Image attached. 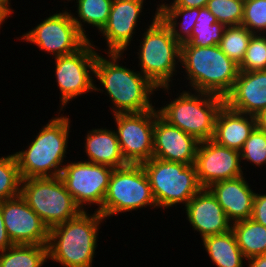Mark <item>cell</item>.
Segmentation results:
<instances>
[{
  "instance_id": "cell-31",
  "label": "cell",
  "mask_w": 266,
  "mask_h": 267,
  "mask_svg": "<svg viewBox=\"0 0 266 267\" xmlns=\"http://www.w3.org/2000/svg\"><path fill=\"white\" fill-rule=\"evenodd\" d=\"M206 7L225 26L242 23L244 0H208Z\"/></svg>"
},
{
  "instance_id": "cell-5",
  "label": "cell",
  "mask_w": 266,
  "mask_h": 267,
  "mask_svg": "<svg viewBox=\"0 0 266 267\" xmlns=\"http://www.w3.org/2000/svg\"><path fill=\"white\" fill-rule=\"evenodd\" d=\"M180 65L189 81L190 90L224 97L232 90L239 65L219 47L181 46Z\"/></svg>"
},
{
  "instance_id": "cell-28",
  "label": "cell",
  "mask_w": 266,
  "mask_h": 267,
  "mask_svg": "<svg viewBox=\"0 0 266 267\" xmlns=\"http://www.w3.org/2000/svg\"><path fill=\"white\" fill-rule=\"evenodd\" d=\"M226 26L217 21L207 7L199 8V15L191 32V38L181 46L209 47L219 45Z\"/></svg>"
},
{
  "instance_id": "cell-39",
  "label": "cell",
  "mask_w": 266,
  "mask_h": 267,
  "mask_svg": "<svg viewBox=\"0 0 266 267\" xmlns=\"http://www.w3.org/2000/svg\"><path fill=\"white\" fill-rule=\"evenodd\" d=\"M256 126L259 130L266 132V108L256 116Z\"/></svg>"
},
{
  "instance_id": "cell-1",
  "label": "cell",
  "mask_w": 266,
  "mask_h": 267,
  "mask_svg": "<svg viewBox=\"0 0 266 267\" xmlns=\"http://www.w3.org/2000/svg\"><path fill=\"white\" fill-rule=\"evenodd\" d=\"M105 54L107 57H103L100 53L97 55L94 79L100 81L102 89L95 84L94 92H105L109 97V102L112 104V107L109 106L111 114L142 113L154 109L155 103L153 105L150 99L155 91H159L158 88L140 70L134 71L119 64L121 59H124L123 53Z\"/></svg>"
},
{
  "instance_id": "cell-42",
  "label": "cell",
  "mask_w": 266,
  "mask_h": 267,
  "mask_svg": "<svg viewBox=\"0 0 266 267\" xmlns=\"http://www.w3.org/2000/svg\"><path fill=\"white\" fill-rule=\"evenodd\" d=\"M61 1H62V0H61ZM66 1H68V2L71 1V2H72L73 0H66ZM74 1H75V0H74ZM76 1H78V0H76ZM64 3H66L65 0H64Z\"/></svg>"
},
{
  "instance_id": "cell-24",
  "label": "cell",
  "mask_w": 266,
  "mask_h": 267,
  "mask_svg": "<svg viewBox=\"0 0 266 267\" xmlns=\"http://www.w3.org/2000/svg\"><path fill=\"white\" fill-rule=\"evenodd\" d=\"M75 3H77L75 13L78 15L75 16L71 10L68 11L79 31L90 40L89 34L85 30L86 25L97 28L99 33L108 22L113 0H78Z\"/></svg>"
},
{
  "instance_id": "cell-22",
  "label": "cell",
  "mask_w": 266,
  "mask_h": 267,
  "mask_svg": "<svg viewBox=\"0 0 266 267\" xmlns=\"http://www.w3.org/2000/svg\"><path fill=\"white\" fill-rule=\"evenodd\" d=\"M85 141L84 152L88 157L85 161L114 169L128 165L122 156L115 130L104 127L92 128L87 132Z\"/></svg>"
},
{
  "instance_id": "cell-23",
  "label": "cell",
  "mask_w": 266,
  "mask_h": 267,
  "mask_svg": "<svg viewBox=\"0 0 266 267\" xmlns=\"http://www.w3.org/2000/svg\"><path fill=\"white\" fill-rule=\"evenodd\" d=\"M201 242L210 260L217 267L245 266L243 262L246 258L239 248L232 230L219 235L206 236Z\"/></svg>"
},
{
  "instance_id": "cell-34",
  "label": "cell",
  "mask_w": 266,
  "mask_h": 267,
  "mask_svg": "<svg viewBox=\"0 0 266 267\" xmlns=\"http://www.w3.org/2000/svg\"><path fill=\"white\" fill-rule=\"evenodd\" d=\"M241 25L253 34H266V0H244Z\"/></svg>"
},
{
  "instance_id": "cell-15",
  "label": "cell",
  "mask_w": 266,
  "mask_h": 267,
  "mask_svg": "<svg viewBox=\"0 0 266 267\" xmlns=\"http://www.w3.org/2000/svg\"><path fill=\"white\" fill-rule=\"evenodd\" d=\"M0 207L13 244H48L49 228L21 195L0 202Z\"/></svg>"
},
{
  "instance_id": "cell-4",
  "label": "cell",
  "mask_w": 266,
  "mask_h": 267,
  "mask_svg": "<svg viewBox=\"0 0 266 267\" xmlns=\"http://www.w3.org/2000/svg\"><path fill=\"white\" fill-rule=\"evenodd\" d=\"M141 36L138 57L140 72L160 91L171 92L173 76L180 69L181 44L173 37L170 28L158 16V7ZM171 82V83H170Z\"/></svg>"
},
{
  "instance_id": "cell-6",
  "label": "cell",
  "mask_w": 266,
  "mask_h": 267,
  "mask_svg": "<svg viewBox=\"0 0 266 267\" xmlns=\"http://www.w3.org/2000/svg\"><path fill=\"white\" fill-rule=\"evenodd\" d=\"M179 94V95H178ZM176 98L158 108L159 115L169 124L195 137L199 142L211 140L215 120L224 104V97L216 94L183 90Z\"/></svg>"
},
{
  "instance_id": "cell-18",
  "label": "cell",
  "mask_w": 266,
  "mask_h": 267,
  "mask_svg": "<svg viewBox=\"0 0 266 267\" xmlns=\"http://www.w3.org/2000/svg\"><path fill=\"white\" fill-rule=\"evenodd\" d=\"M192 229L199 232L201 240L206 236L219 235L232 229V223L208 188H202L184 207Z\"/></svg>"
},
{
  "instance_id": "cell-36",
  "label": "cell",
  "mask_w": 266,
  "mask_h": 267,
  "mask_svg": "<svg viewBox=\"0 0 266 267\" xmlns=\"http://www.w3.org/2000/svg\"><path fill=\"white\" fill-rule=\"evenodd\" d=\"M208 0H172L169 4L163 2L157 4V7H186V8H202L206 7Z\"/></svg>"
},
{
  "instance_id": "cell-33",
  "label": "cell",
  "mask_w": 266,
  "mask_h": 267,
  "mask_svg": "<svg viewBox=\"0 0 266 267\" xmlns=\"http://www.w3.org/2000/svg\"><path fill=\"white\" fill-rule=\"evenodd\" d=\"M241 161L245 160L257 168L266 165V132L259 130L257 127L245 141L240 151ZM263 165V166H262Z\"/></svg>"
},
{
  "instance_id": "cell-26",
  "label": "cell",
  "mask_w": 266,
  "mask_h": 267,
  "mask_svg": "<svg viewBox=\"0 0 266 267\" xmlns=\"http://www.w3.org/2000/svg\"><path fill=\"white\" fill-rule=\"evenodd\" d=\"M47 260V245L13 244L0 251V267H43Z\"/></svg>"
},
{
  "instance_id": "cell-38",
  "label": "cell",
  "mask_w": 266,
  "mask_h": 267,
  "mask_svg": "<svg viewBox=\"0 0 266 267\" xmlns=\"http://www.w3.org/2000/svg\"><path fill=\"white\" fill-rule=\"evenodd\" d=\"M248 267H266V253L246 259Z\"/></svg>"
},
{
  "instance_id": "cell-29",
  "label": "cell",
  "mask_w": 266,
  "mask_h": 267,
  "mask_svg": "<svg viewBox=\"0 0 266 267\" xmlns=\"http://www.w3.org/2000/svg\"><path fill=\"white\" fill-rule=\"evenodd\" d=\"M252 34L242 25L226 26L219 47L231 60L240 65Z\"/></svg>"
},
{
  "instance_id": "cell-40",
  "label": "cell",
  "mask_w": 266,
  "mask_h": 267,
  "mask_svg": "<svg viewBox=\"0 0 266 267\" xmlns=\"http://www.w3.org/2000/svg\"><path fill=\"white\" fill-rule=\"evenodd\" d=\"M9 17H12V14L2 4H0V29Z\"/></svg>"
},
{
  "instance_id": "cell-32",
  "label": "cell",
  "mask_w": 266,
  "mask_h": 267,
  "mask_svg": "<svg viewBox=\"0 0 266 267\" xmlns=\"http://www.w3.org/2000/svg\"><path fill=\"white\" fill-rule=\"evenodd\" d=\"M266 70V34H252L239 71Z\"/></svg>"
},
{
  "instance_id": "cell-19",
  "label": "cell",
  "mask_w": 266,
  "mask_h": 267,
  "mask_svg": "<svg viewBox=\"0 0 266 267\" xmlns=\"http://www.w3.org/2000/svg\"><path fill=\"white\" fill-rule=\"evenodd\" d=\"M224 103L231 109L256 116L266 108V70L239 71Z\"/></svg>"
},
{
  "instance_id": "cell-27",
  "label": "cell",
  "mask_w": 266,
  "mask_h": 267,
  "mask_svg": "<svg viewBox=\"0 0 266 267\" xmlns=\"http://www.w3.org/2000/svg\"><path fill=\"white\" fill-rule=\"evenodd\" d=\"M198 15L199 8L196 7H158V16L170 28L173 37L180 44L187 43L191 38Z\"/></svg>"
},
{
  "instance_id": "cell-10",
  "label": "cell",
  "mask_w": 266,
  "mask_h": 267,
  "mask_svg": "<svg viewBox=\"0 0 266 267\" xmlns=\"http://www.w3.org/2000/svg\"><path fill=\"white\" fill-rule=\"evenodd\" d=\"M96 47L91 39L77 52L54 58L53 71L61 94L60 112L65 110L69 101L94 91L96 80L93 78L99 49Z\"/></svg>"
},
{
  "instance_id": "cell-35",
  "label": "cell",
  "mask_w": 266,
  "mask_h": 267,
  "mask_svg": "<svg viewBox=\"0 0 266 267\" xmlns=\"http://www.w3.org/2000/svg\"><path fill=\"white\" fill-rule=\"evenodd\" d=\"M251 219L266 227V194L255 192Z\"/></svg>"
},
{
  "instance_id": "cell-41",
  "label": "cell",
  "mask_w": 266,
  "mask_h": 267,
  "mask_svg": "<svg viewBox=\"0 0 266 267\" xmlns=\"http://www.w3.org/2000/svg\"><path fill=\"white\" fill-rule=\"evenodd\" d=\"M11 0H0V4H2L11 14L14 13L13 8L11 7Z\"/></svg>"
},
{
  "instance_id": "cell-14",
  "label": "cell",
  "mask_w": 266,
  "mask_h": 267,
  "mask_svg": "<svg viewBox=\"0 0 266 267\" xmlns=\"http://www.w3.org/2000/svg\"><path fill=\"white\" fill-rule=\"evenodd\" d=\"M241 164L239 151L220 146L213 140L199 143L194 163L202 188H208L218 181L245 175L242 171L245 167Z\"/></svg>"
},
{
  "instance_id": "cell-13",
  "label": "cell",
  "mask_w": 266,
  "mask_h": 267,
  "mask_svg": "<svg viewBox=\"0 0 266 267\" xmlns=\"http://www.w3.org/2000/svg\"><path fill=\"white\" fill-rule=\"evenodd\" d=\"M115 133L128 164H141L153 157L155 108L142 113L115 114Z\"/></svg>"
},
{
  "instance_id": "cell-30",
  "label": "cell",
  "mask_w": 266,
  "mask_h": 267,
  "mask_svg": "<svg viewBox=\"0 0 266 267\" xmlns=\"http://www.w3.org/2000/svg\"><path fill=\"white\" fill-rule=\"evenodd\" d=\"M21 177L14 154L0 157V202L20 195Z\"/></svg>"
},
{
  "instance_id": "cell-21",
  "label": "cell",
  "mask_w": 266,
  "mask_h": 267,
  "mask_svg": "<svg viewBox=\"0 0 266 267\" xmlns=\"http://www.w3.org/2000/svg\"><path fill=\"white\" fill-rule=\"evenodd\" d=\"M256 127L255 116L235 111L224 103L217 113L211 140L240 152Z\"/></svg>"
},
{
  "instance_id": "cell-8",
  "label": "cell",
  "mask_w": 266,
  "mask_h": 267,
  "mask_svg": "<svg viewBox=\"0 0 266 267\" xmlns=\"http://www.w3.org/2000/svg\"><path fill=\"white\" fill-rule=\"evenodd\" d=\"M156 209L147 175L141 164L113 169L102 207L98 212L106 219L143 207Z\"/></svg>"
},
{
  "instance_id": "cell-9",
  "label": "cell",
  "mask_w": 266,
  "mask_h": 267,
  "mask_svg": "<svg viewBox=\"0 0 266 267\" xmlns=\"http://www.w3.org/2000/svg\"><path fill=\"white\" fill-rule=\"evenodd\" d=\"M20 195L49 229L82 212L60 176L22 179Z\"/></svg>"
},
{
  "instance_id": "cell-7",
  "label": "cell",
  "mask_w": 266,
  "mask_h": 267,
  "mask_svg": "<svg viewBox=\"0 0 266 267\" xmlns=\"http://www.w3.org/2000/svg\"><path fill=\"white\" fill-rule=\"evenodd\" d=\"M157 209H169L178 204L186 206L202 187L198 182L195 165L165 161L152 157L141 163Z\"/></svg>"
},
{
  "instance_id": "cell-11",
  "label": "cell",
  "mask_w": 266,
  "mask_h": 267,
  "mask_svg": "<svg viewBox=\"0 0 266 267\" xmlns=\"http://www.w3.org/2000/svg\"><path fill=\"white\" fill-rule=\"evenodd\" d=\"M65 9L44 18L40 24L37 23V26L16 39L33 43L39 50L53 55V58L77 52L89 40L79 31L67 7Z\"/></svg>"
},
{
  "instance_id": "cell-25",
  "label": "cell",
  "mask_w": 266,
  "mask_h": 267,
  "mask_svg": "<svg viewBox=\"0 0 266 267\" xmlns=\"http://www.w3.org/2000/svg\"><path fill=\"white\" fill-rule=\"evenodd\" d=\"M231 230L246 259L266 253L265 226L249 218L233 223Z\"/></svg>"
},
{
  "instance_id": "cell-17",
  "label": "cell",
  "mask_w": 266,
  "mask_h": 267,
  "mask_svg": "<svg viewBox=\"0 0 266 267\" xmlns=\"http://www.w3.org/2000/svg\"><path fill=\"white\" fill-rule=\"evenodd\" d=\"M199 143L195 137L165 121L155 108L153 157L193 165Z\"/></svg>"
},
{
  "instance_id": "cell-20",
  "label": "cell",
  "mask_w": 266,
  "mask_h": 267,
  "mask_svg": "<svg viewBox=\"0 0 266 267\" xmlns=\"http://www.w3.org/2000/svg\"><path fill=\"white\" fill-rule=\"evenodd\" d=\"M246 175L213 183L208 189L233 224L251 218L255 192Z\"/></svg>"
},
{
  "instance_id": "cell-12",
  "label": "cell",
  "mask_w": 266,
  "mask_h": 267,
  "mask_svg": "<svg viewBox=\"0 0 266 267\" xmlns=\"http://www.w3.org/2000/svg\"><path fill=\"white\" fill-rule=\"evenodd\" d=\"M113 169L85 160L68 161L63 167L60 179L82 211L88 209L85 207L87 205H97L95 210L98 211L104 202Z\"/></svg>"
},
{
  "instance_id": "cell-37",
  "label": "cell",
  "mask_w": 266,
  "mask_h": 267,
  "mask_svg": "<svg viewBox=\"0 0 266 267\" xmlns=\"http://www.w3.org/2000/svg\"><path fill=\"white\" fill-rule=\"evenodd\" d=\"M12 245L13 243L8 237L6 227L4 225V219L0 207V251L8 249Z\"/></svg>"
},
{
  "instance_id": "cell-3",
  "label": "cell",
  "mask_w": 266,
  "mask_h": 267,
  "mask_svg": "<svg viewBox=\"0 0 266 267\" xmlns=\"http://www.w3.org/2000/svg\"><path fill=\"white\" fill-rule=\"evenodd\" d=\"M87 211L49 229L48 261L63 267H92L100 226L106 219L98 211Z\"/></svg>"
},
{
  "instance_id": "cell-2",
  "label": "cell",
  "mask_w": 266,
  "mask_h": 267,
  "mask_svg": "<svg viewBox=\"0 0 266 267\" xmlns=\"http://www.w3.org/2000/svg\"><path fill=\"white\" fill-rule=\"evenodd\" d=\"M58 112L26 146L14 152L21 179L60 176L67 156L71 119ZM61 115V116H60ZM71 125V126H70ZM64 163V165H63Z\"/></svg>"
},
{
  "instance_id": "cell-16",
  "label": "cell",
  "mask_w": 266,
  "mask_h": 267,
  "mask_svg": "<svg viewBox=\"0 0 266 267\" xmlns=\"http://www.w3.org/2000/svg\"><path fill=\"white\" fill-rule=\"evenodd\" d=\"M146 1V0H145ZM144 0H113L107 24L99 32L106 41L105 53L127 51L132 43L140 15L144 8Z\"/></svg>"
}]
</instances>
